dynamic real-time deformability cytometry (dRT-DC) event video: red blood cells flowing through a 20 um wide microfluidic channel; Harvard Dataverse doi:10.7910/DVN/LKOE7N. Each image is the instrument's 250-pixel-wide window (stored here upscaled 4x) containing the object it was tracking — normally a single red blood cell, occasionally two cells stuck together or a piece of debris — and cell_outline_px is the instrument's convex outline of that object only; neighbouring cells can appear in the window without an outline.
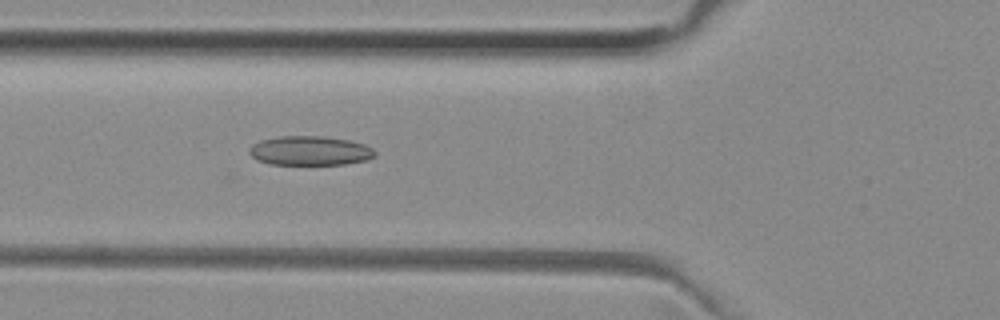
{"species": "common noctule bat (a hibernating species)", "species_latin": "Nyctalus noctula", "temperature_condition": "room temperature", "stored_images_in_passage": 36, "camera_frame_rate_fps": 3000, "um_per_image_px": 0.085, "animal": {"sex": "female", "body_mass_g": 29.2, "forearm_length_mm": 56.3}, "frame": {"image": 1, "passage_image": 3, "time_ms": 0.667, "image_size_px": [1000, 320], "cell_outline_px": [[376, 156], [368, 160], [344, 164], [268, 164], [256, 160], [248, 152], [252, 144], [260, 140], [280, 136], [324, 136], [348, 140], [364, 144], [372, 148], [376, 152]], "centroid_in_image_um": [26.34, 12.81], "position_along_channel_um": 99.5, "area_um2": 21.56}}
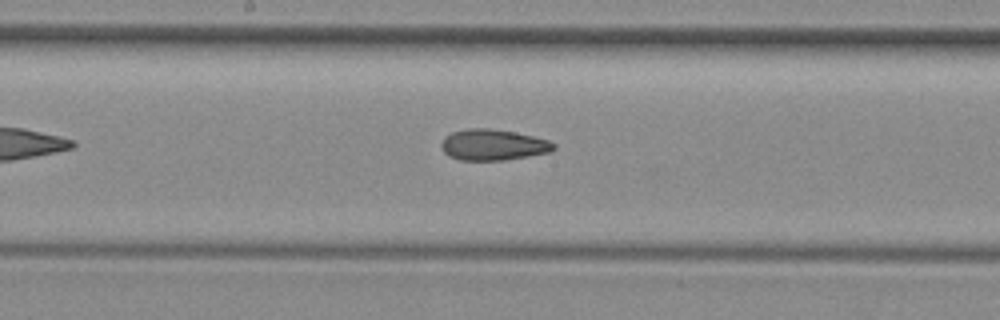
{"frame": {"image": 2, "passage_image": 11, "time_ms": 3.333, "image_size_px": [1000, 320], "cell_outline_px": [[556, 148], [552, 152], [504, 160], [460, 160], [448, 156], [444, 152], [440, 144], [444, 136], [452, 132], [468, 128], [488, 128], [512, 132], [532, 136], [548, 140], [556, 144]], "centroid_in_image_um": [41.9, 12.31], "position_along_channel_um": 206.3, "area_um2": 20.35}}
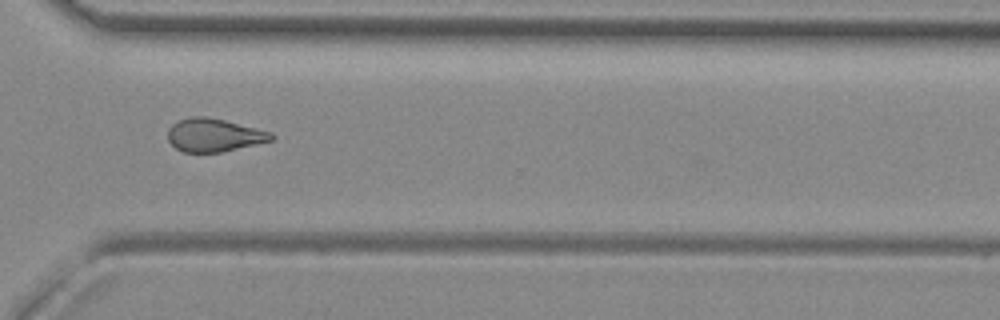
{"frame": {"image": 3, "passage_image": 22, "time_ms": 7.0, "image_size_px": [1000, 320], "cell_outline_px": [[276, 136], [272, 140], [220, 152], [184, 152], [176, 148], [168, 140], [168, 128], [172, 124], [180, 120], [192, 116], [204, 116], [224, 120], [272, 132]], "centroid_in_image_um": [18.18, 11.48], "position_along_channel_um": 352.4, "area_um2": 19.77}}